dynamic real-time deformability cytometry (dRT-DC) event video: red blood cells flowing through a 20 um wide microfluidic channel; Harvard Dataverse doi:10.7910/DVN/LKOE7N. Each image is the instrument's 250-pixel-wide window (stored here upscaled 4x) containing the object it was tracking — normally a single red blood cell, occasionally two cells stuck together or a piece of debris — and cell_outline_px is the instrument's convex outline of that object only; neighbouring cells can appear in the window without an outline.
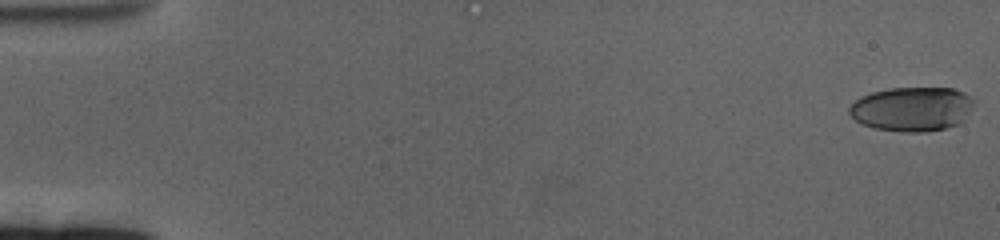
{"species": "human", "species_latin": "Homo sapiens", "temperature_condition": "cold", "stored_images_in_passage": 62, "camera_frame_rate_fps": 3000, "um_per_image_px": 0.085, "donor": {"sex": "female"}, "frame": {"image": 1, "passage_image": 1, "time_ms": 0.0, "image_size_px": [1000, 240], "cell_outline_px": [[976, 100], [972, 108], [960, 124], [944, 128], [924, 132], [904, 132], [876, 128], [864, 124], [856, 120], [848, 112], [848, 108], [860, 96], [872, 92], [888, 88], [952, 88], [964, 92]], "centroid_in_image_um": [77.55, 9.25], "position_along_channel_um": 7.5, "area_um2": 32.25}}
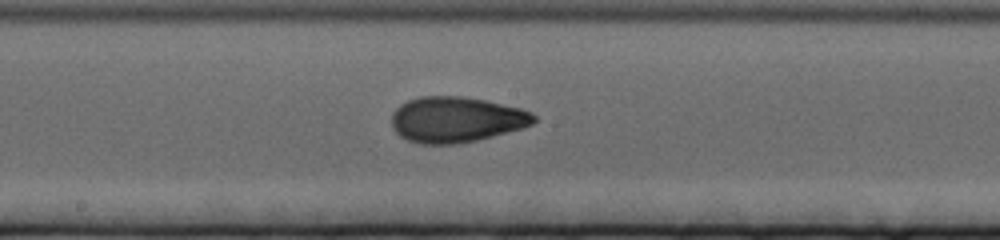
{"frame": {"image": 2, "passage_image": 34, "time_ms": 11.0, "image_size_px": [1000, 240], "cell_outline_px": [[536, 120], [532, 124], [524, 128], [476, 140], [456, 144], [420, 144], [408, 140], [400, 136], [392, 128], [392, 112], [400, 104], [408, 100], [420, 96], [460, 96], [484, 100], [520, 108], [532, 112], [536, 116]], "centroid_in_image_um": [38.77, 10.16], "position_along_channel_um": 209.4, "area_um2": 37.92}}
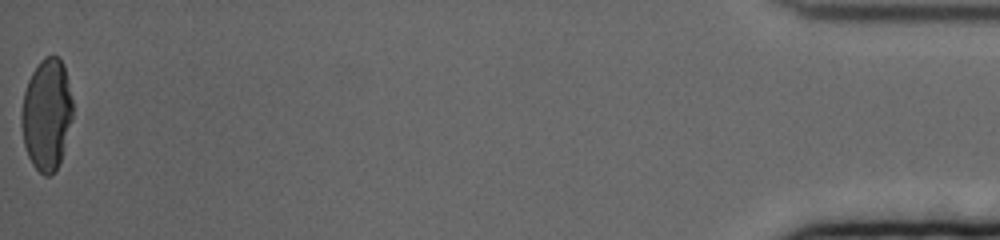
{"frame": {"image": 3, "passage_image": 62, "time_ms": 20.333, "image_size_px": [1000, 240], "cell_outline_px": [[72, 120], [60, 164], [52, 176], [44, 176], [32, 164], [28, 156], [24, 144], [20, 120], [20, 112], [24, 92], [28, 80], [32, 72], [40, 60], [44, 56], [60, 56], [64, 64], [72, 100]], "centroid_in_image_um": [3.96, 9.73], "position_along_channel_um": 431.2, "area_um2": 33.76}, "authors_computed_cell_mechanics": {"area_um2": 35.9227, "velocity_mm_per_s": 3.3477, "shape_relaxation_time_tau1_ms": 6.7014, "shape_relaxation_time_tau2_ms": 2.5053, "deformation_change_tau1": 0.2191, "deformation_change_tau2": 0.0557}}